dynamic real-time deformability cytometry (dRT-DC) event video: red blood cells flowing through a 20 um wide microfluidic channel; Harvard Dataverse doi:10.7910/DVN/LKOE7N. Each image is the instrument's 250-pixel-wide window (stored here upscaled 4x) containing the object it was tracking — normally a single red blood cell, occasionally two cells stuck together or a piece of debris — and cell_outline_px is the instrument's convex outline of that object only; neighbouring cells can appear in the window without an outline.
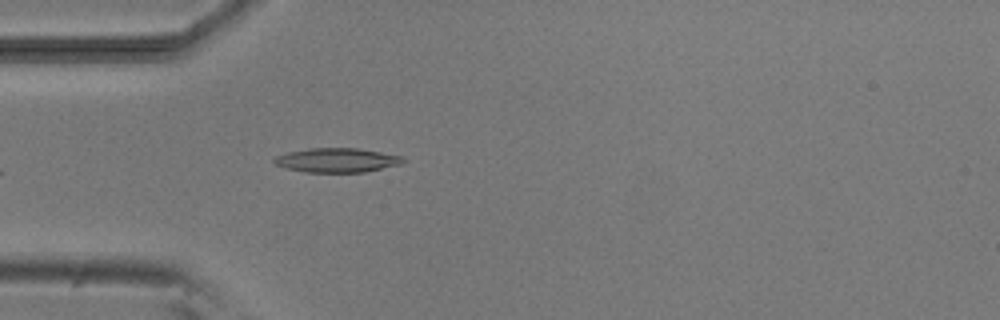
{"species": "common noctule bat (a hibernating species)", "species_latin": "Nyctalus noctula", "temperature_condition": "room temperature", "stored_images_in_passage": 6, "camera_frame_rate_fps": 3000, "um_per_image_px": 0.085, "animal": {"sex": "male", "body_mass_g": 20.5, "forearm_length_mm": 52.5}, "frame": {"image": 1, "passage_image": 6, "time_ms": 5.667, "image_size_px": [1000, 320], "cell_outline_px": [[408, 160], [400, 164], [364, 172], [304, 172], [284, 168], [276, 164], [272, 160], [276, 156], [288, 152], [308, 148], [356, 148], [404, 156]], "centroid_in_image_um": [28.64, 13.61], "position_along_channel_um": 56.4, "area_um2": 18.26}}